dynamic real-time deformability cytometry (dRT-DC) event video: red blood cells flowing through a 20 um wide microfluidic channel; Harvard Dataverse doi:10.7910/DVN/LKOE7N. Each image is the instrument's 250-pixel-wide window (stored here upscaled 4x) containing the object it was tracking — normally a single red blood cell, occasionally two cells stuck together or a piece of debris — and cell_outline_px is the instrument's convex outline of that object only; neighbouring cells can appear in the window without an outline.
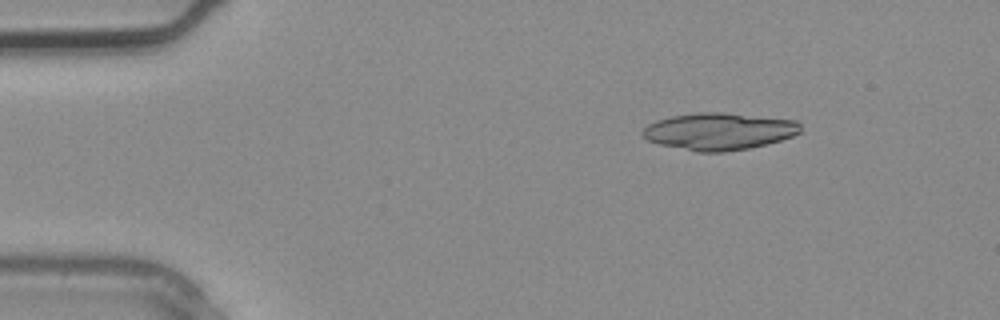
{"species": "common noctule bat (a hibernating species)", "species_latin": "Nyctalus noctula", "temperature_condition": "warm", "stored_images_in_passage": 2, "camera_frame_rate_fps": 3000, "um_per_image_px": 0.085, "animal": {"sex": "male", "body_mass_g": 20.4}, "frame": {"image": 1, "passage_image": 1, "time_ms": 0.0, "image_size_px": [1000, 320], "cell_outline_px": [[800, 132], [792, 136], [780, 140], [748, 148], [724, 152], [696, 152], [660, 144], [648, 140], [640, 136], [640, 132], [648, 124], [656, 120], [672, 116], [696, 112], [720, 112], [796, 120], [800, 124]], "centroid_in_image_um": [61.06, 11.16], "position_along_channel_um": 23.9, "area_um2": 34.04}}